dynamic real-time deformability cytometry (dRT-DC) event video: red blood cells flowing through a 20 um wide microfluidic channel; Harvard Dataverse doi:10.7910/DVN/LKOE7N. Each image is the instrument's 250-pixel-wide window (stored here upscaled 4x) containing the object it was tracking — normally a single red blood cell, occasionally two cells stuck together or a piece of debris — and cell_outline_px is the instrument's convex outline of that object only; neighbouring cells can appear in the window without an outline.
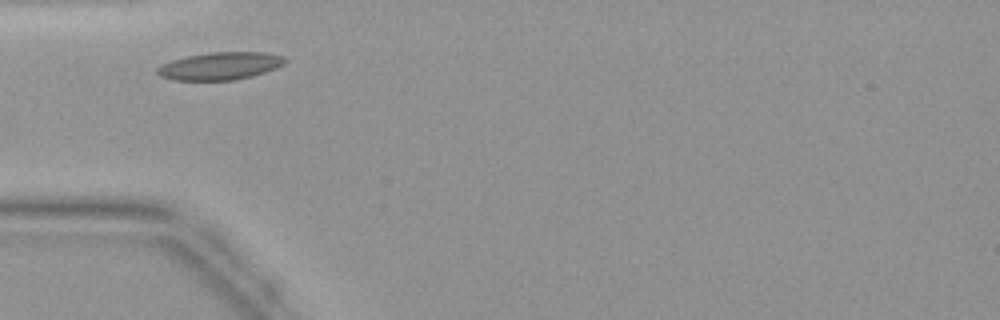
{"species": "common noctule bat (a hibernating species)", "species_latin": "Nyctalus noctula", "temperature_condition": "warm", "stored_images_in_passage": 26, "camera_frame_rate_fps": 3000, "um_per_image_px": 0.085, "animal": {"sex": "female", "body_mass_g": 19.9}, "frame": {"image": 1, "passage_image": 3, "time_ms": 0.667, "image_size_px": [1000, 320], "cell_outline_px": [[288, 60], [284, 64], [276, 68], [252, 76], [232, 80], [172, 80], [160, 76], [156, 72], [156, 68], [160, 64], [172, 60], [188, 56], [208, 52], [264, 52], [284, 56]], "centroid_in_image_um": [18.7, 5.6], "position_along_channel_um": 66.3, "area_um2": 20.63}}
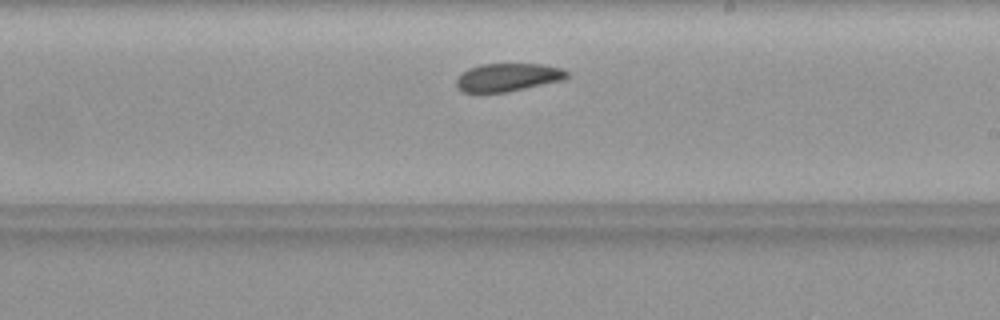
{"frame": {"image": 2, "passage_image": 15, "time_ms": 4.667, "image_size_px": [1000, 320], "cell_outline_px": [[568, 76], [564, 80], [504, 92], [460, 92], [456, 88], [456, 80], [460, 72], [468, 68], [480, 64], [540, 64], [560, 68], [568, 72]], "centroid_in_image_um": [43.1, 6.57], "position_along_channel_um": 245.9, "area_um2": 18.09}}
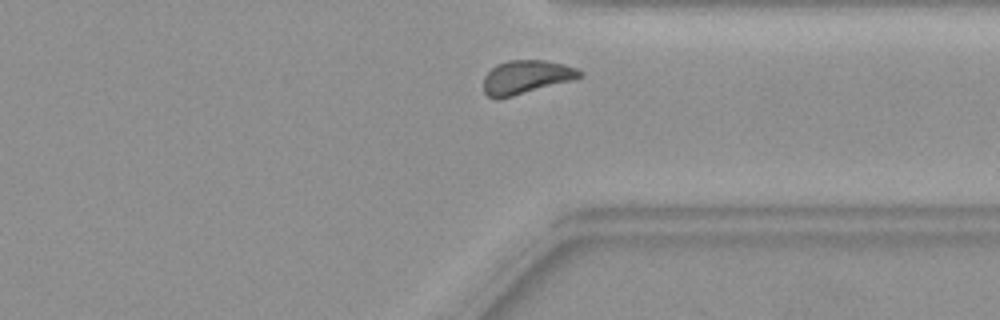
{"frame": {"image": 3, "passage_image": 23, "time_ms": 7.333, "image_size_px": [1000, 320], "cell_outline_px": [[584, 76], [572, 80], [512, 96], [496, 100], [488, 96], [484, 92], [484, 76], [496, 64], [508, 60], [544, 60], [564, 64], [576, 68], [584, 72]], "centroid_in_image_um": [44.72, 6.55], "position_along_channel_um": 366.7, "area_um2": 18.84}}